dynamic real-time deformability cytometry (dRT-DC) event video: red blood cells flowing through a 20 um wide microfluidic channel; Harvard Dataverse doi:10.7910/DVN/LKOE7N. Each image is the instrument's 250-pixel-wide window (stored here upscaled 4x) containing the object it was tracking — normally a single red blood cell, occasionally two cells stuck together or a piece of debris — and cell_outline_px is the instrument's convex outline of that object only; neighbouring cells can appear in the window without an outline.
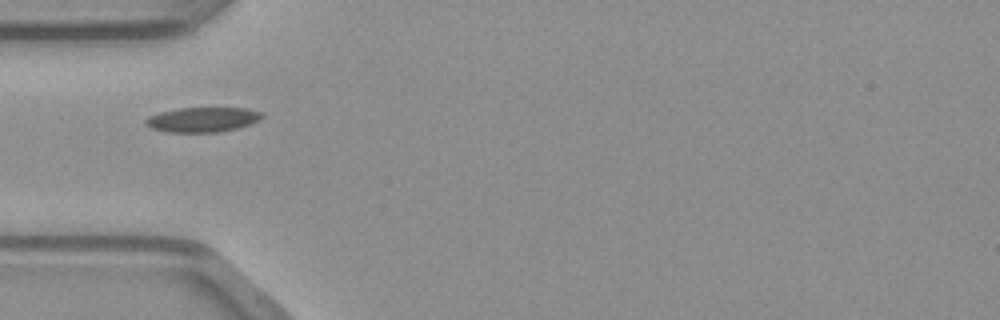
{"species": "common noctule bat (a hibernating species)", "species_latin": "Nyctalus noctula", "temperature_condition": "warm", "stored_images_in_passage": 20, "camera_frame_rate_fps": 3000, "um_per_image_px": 0.085, "animal": {"sex": "male", "body_mass_g": 23.1, "forearm_length_mm": 52.7}, "frame": {"image": 1, "passage_image": 1, "time_ms": 0.0, "image_size_px": [1000, 320], "cell_outline_px": [[264, 116], [260, 120], [252, 124], [236, 128], [216, 132], [168, 132], [152, 128], [144, 124], [144, 120], [148, 116], [160, 112], [180, 108], [244, 108], [264, 112]], "centroid_in_image_um": [17.24, 10.16], "position_along_channel_um": 67.8, "area_um2": 16.88}}
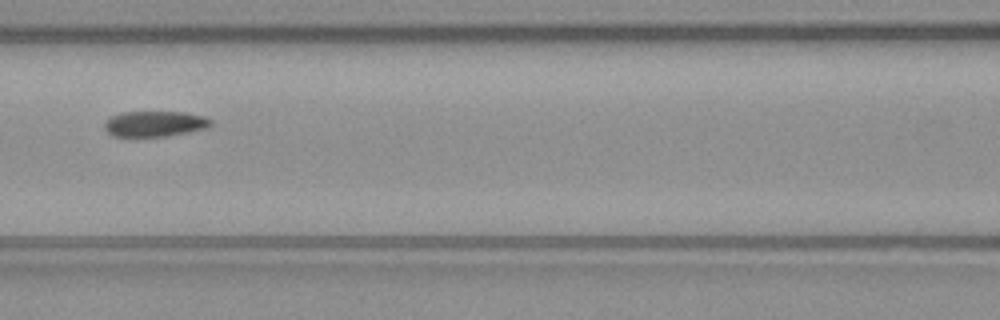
{"frame": {"image": 2, "passage_image": 7, "time_ms": 2.0, "image_size_px": [1000, 320], "cell_outline_px": [[212, 124], [208, 128], [164, 136], [112, 136], [104, 128], [104, 124], [112, 116], [120, 112], [184, 112], [204, 116], [212, 120]], "centroid_in_image_um": [13.17, 10.51], "position_along_channel_um": 153.4, "area_um2": 15.72}}
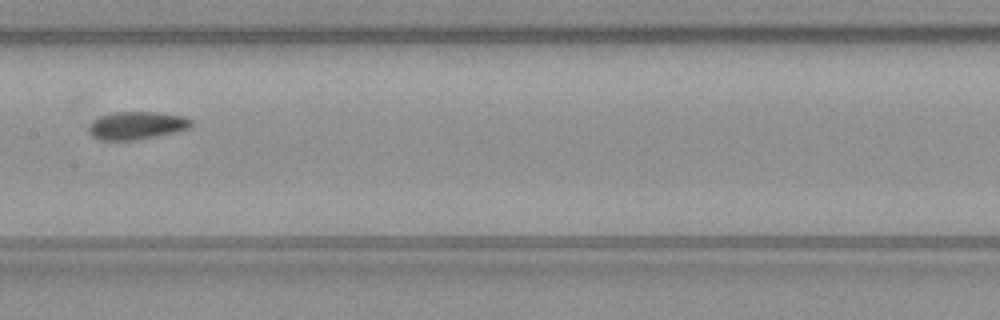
{"frame": {"image": 3, "passage_image": 10, "time_ms": 3.0, "image_size_px": [1000, 320], "cell_outline_px": [[196, 124], [192, 128], [180, 132], [132, 140], [100, 140], [92, 136], [88, 132], [88, 128], [92, 120], [100, 116], [112, 112], [160, 112], [184, 116], [192, 120]], "centroid_in_image_um": [11.68, 10.66], "position_along_channel_um": 195.7, "area_um2": 17.05}}